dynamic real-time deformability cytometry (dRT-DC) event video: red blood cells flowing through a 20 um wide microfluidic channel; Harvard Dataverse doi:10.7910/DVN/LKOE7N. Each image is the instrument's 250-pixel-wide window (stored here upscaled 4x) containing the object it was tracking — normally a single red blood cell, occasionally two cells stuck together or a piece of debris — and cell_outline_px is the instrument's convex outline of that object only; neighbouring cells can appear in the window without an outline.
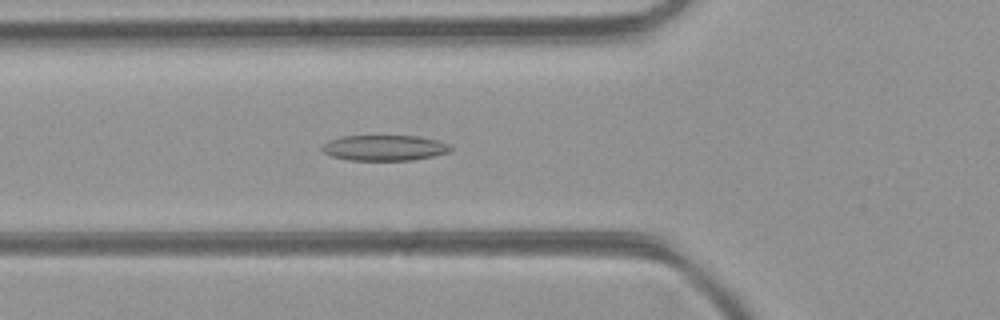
{"species": "common noctule bat (a hibernating species)", "species_latin": "Nyctalus noctula", "temperature_condition": "room temperature", "stored_images_in_passage": 48, "camera_frame_rate_fps": 3000, "um_per_image_px": 0.085, "animal": {"sex": "female", "body_mass_g": 21.9}, "frame": {"image": 1, "passage_image": 17, "time_ms": 5.333, "image_size_px": [1000, 320], "cell_outline_px": [[452, 148], [448, 152], [432, 156], [412, 160], [348, 160], [332, 156], [324, 152], [320, 148], [328, 140], [340, 136], [420, 136], [440, 140], [448, 144]], "centroid_in_image_um": [32.67, 12.56], "position_along_channel_um": 93.1, "area_um2": 19.19}}
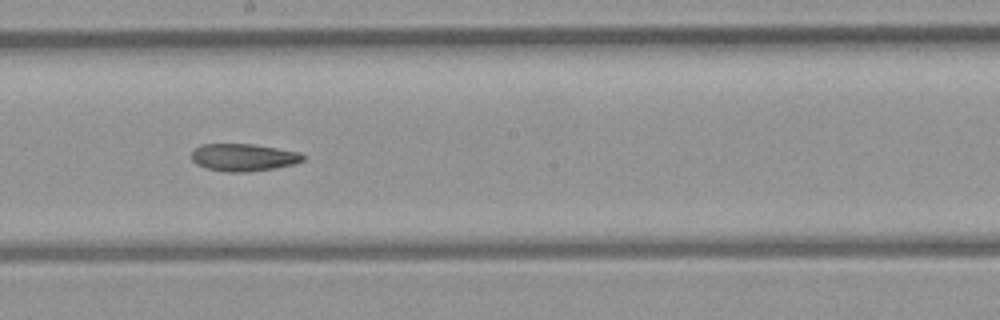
{"frame": {"image": 2, "passage_image": 26, "time_ms": 8.333, "image_size_px": [1000, 320], "cell_outline_px": [[304, 160], [296, 164], [276, 168], [244, 172], [228, 172], [208, 168], [196, 164], [192, 160], [192, 152], [200, 144], [252, 144], [300, 152], [304, 156]], "centroid_in_image_um": [20.72, 13.38], "position_along_channel_um": 227.5, "area_um2": 17.74}}
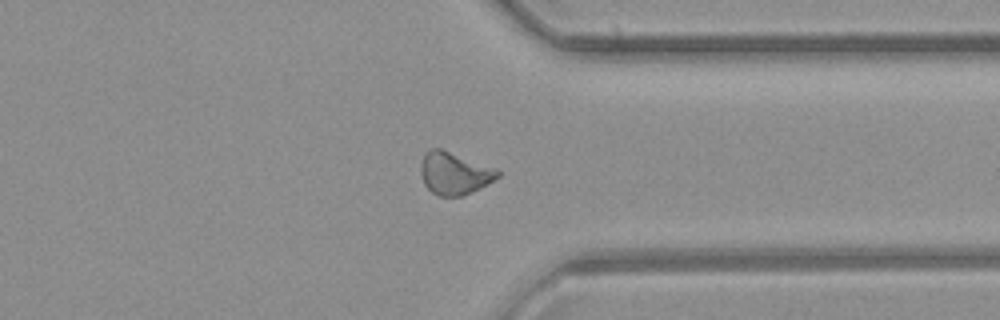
{"frame": {"image": 3, "passage_image": 36, "time_ms": 11.667, "image_size_px": [1000, 320], "cell_outline_px": [[500, 176], [472, 192], [464, 196], [436, 196], [424, 184], [420, 172], [420, 164], [424, 156], [432, 148], [440, 148], [496, 168], [500, 172]], "centroid_in_image_um": [38.61, 14.74], "position_along_channel_um": 372.8, "area_um2": 18.9}}